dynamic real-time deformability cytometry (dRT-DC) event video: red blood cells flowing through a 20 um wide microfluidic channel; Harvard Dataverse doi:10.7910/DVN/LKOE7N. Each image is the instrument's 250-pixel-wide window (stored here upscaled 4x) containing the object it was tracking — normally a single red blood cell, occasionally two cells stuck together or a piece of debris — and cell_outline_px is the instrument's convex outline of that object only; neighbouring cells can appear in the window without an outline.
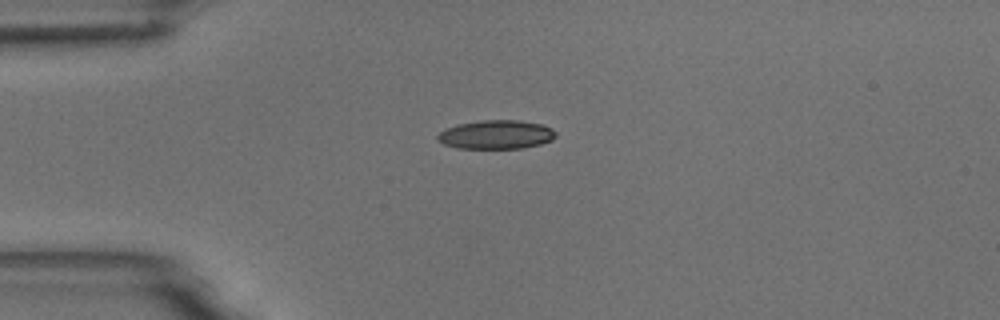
{"species": "common noctule bat (a hibernating species)", "species_latin": "Nyctalus noctula", "temperature_condition": "room temperature", "stored_images_in_passage": 12, "camera_frame_rate_fps": 3000, "um_per_image_px": 0.085, "animal": {"sex": "male", "body_mass_g": 18.8}, "frame": {"image": 1, "passage_image": 1, "time_ms": 0.0, "image_size_px": [1000, 320], "cell_outline_px": [[556, 136], [552, 140], [540, 144], [520, 148], [456, 148], [444, 144], [436, 136], [444, 128], [456, 124], [484, 120], [516, 120], [540, 124], [552, 128], [556, 132]], "centroid_in_image_um": [42.16, 11.43], "position_along_channel_um": 42.8, "area_um2": 19.77}}
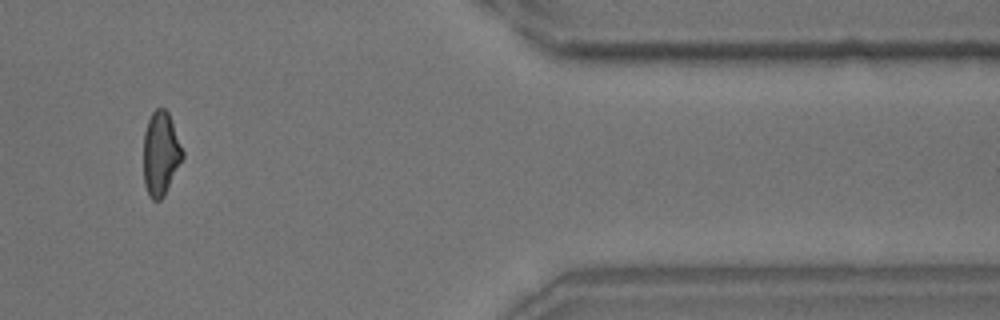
{"frame": {"image": 2, "passage_image": 10, "time_ms": 11.0, "image_size_px": [1000, 320], "cell_outline_px": [[184, 156], [164, 196], [160, 200], [152, 200], [148, 196], [144, 184], [144, 132], [148, 120], [152, 112], [156, 108], [164, 108], [168, 112], [184, 152]], "centroid_in_image_um": [13.65, 13.07], "position_along_channel_um": 397.7, "area_um2": 19.07}, "authors_computed_cell_mechanics": {"area_um2": 19.7676, "velocity_mm_per_s": 3.7228, "shape_relaxation_time_tau1_ms": 3.849, "shape_relaxation_time_tau2_ms": 2.6598, "deformation_change_tau1": 0.1147, "deformation_change_tau2": 0.0739}}